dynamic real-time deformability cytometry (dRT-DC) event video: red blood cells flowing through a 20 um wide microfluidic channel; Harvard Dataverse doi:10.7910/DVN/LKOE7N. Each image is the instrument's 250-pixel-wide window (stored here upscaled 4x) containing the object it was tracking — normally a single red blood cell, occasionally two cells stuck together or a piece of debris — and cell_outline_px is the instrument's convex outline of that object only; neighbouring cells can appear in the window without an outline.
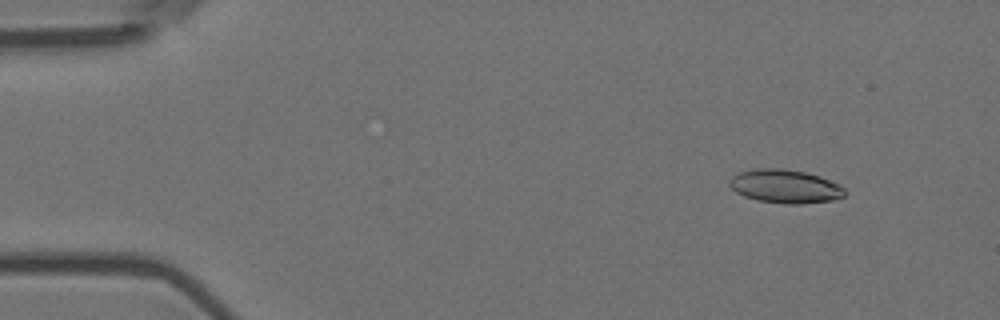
{"species": "Egyptian fruit bat (a non-hibernating species)", "species_latin": "Rousettus aegyptiacus", "temperature_condition": "room temperature", "stored_images_in_passage": 15, "camera_frame_rate_fps": 3000, "um_per_image_px": 0.085, "animal": {"sex": "female"}, "frame": {"image": 1, "passage_image": 1, "time_ms": 0.0, "image_size_px": [1000, 320], "cell_outline_px": [[848, 192], [844, 196], [832, 200], [800, 204], [784, 204], [760, 200], [744, 196], [736, 192], [728, 184], [728, 180], [732, 176], [740, 172], [756, 168], [780, 168], [804, 172], [820, 176], [840, 184]], "centroid_in_image_um": [66.75, 15.83], "position_along_channel_um": 18.2, "area_um2": 22.6}}
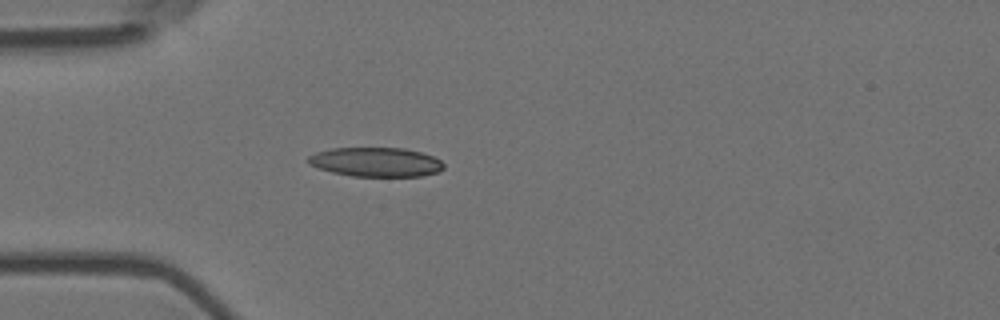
{"frame": {"image": 2, "passage_image": 11, "time_ms": 3.333, "image_size_px": [1000, 320], "cell_outline_px": [[444, 168], [440, 172], [420, 176], [352, 176], [332, 172], [308, 164], [304, 160], [308, 156], [316, 152], [332, 148], [404, 148], [420, 152], [432, 156], [440, 160], [444, 164]], "centroid_in_image_um": [31.94, 13.77], "position_along_channel_um": 53.1, "area_um2": 23.18}}